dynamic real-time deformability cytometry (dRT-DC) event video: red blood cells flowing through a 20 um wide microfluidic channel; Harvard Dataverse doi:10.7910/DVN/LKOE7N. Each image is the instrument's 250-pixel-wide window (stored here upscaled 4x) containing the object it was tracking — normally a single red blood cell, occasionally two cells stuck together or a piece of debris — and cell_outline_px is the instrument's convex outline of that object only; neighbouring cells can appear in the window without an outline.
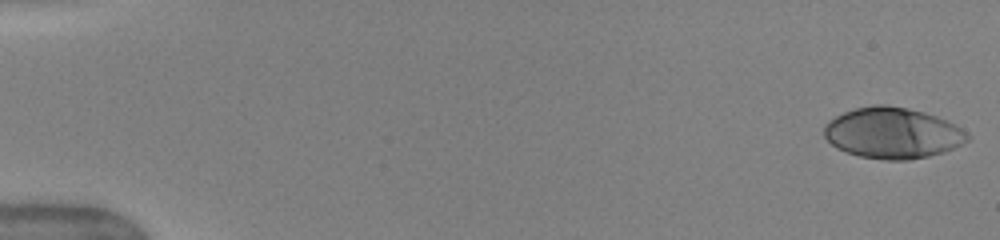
{"species": "human", "species_latin": "Homo sapiens", "temperature_condition": "warm", "stored_images_in_passage": 50, "camera_frame_rate_fps": 3000, "um_per_image_px": 0.085, "donor": {"sex": "female"}, "frame": {"image": 1, "passage_image": 1, "time_ms": 0.0, "image_size_px": [1000, 240], "cell_outline_px": [[968, 140], [944, 152], [928, 156], [908, 160], [884, 160], [860, 156], [836, 148], [824, 136], [824, 124], [828, 120], [844, 112], [856, 108], [872, 104], [884, 104], [908, 108], [924, 112], [936, 116], [956, 124], [968, 132]], "centroid_in_image_um": [75.86, 11.3], "position_along_channel_um": 9.1, "area_um2": 42.6}}
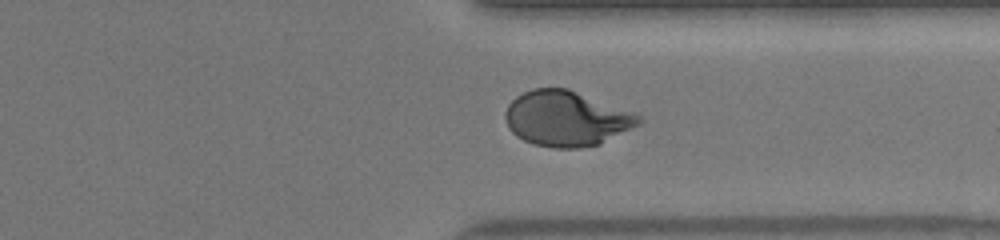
{"frame": {"image": 2, "passage_image": 39, "time_ms": 12.667, "image_size_px": [1000, 240], "cell_outline_px": [[644, 120], [640, 124], [600, 144], [580, 148], [556, 148], [532, 144], [516, 136], [508, 128], [504, 116], [504, 112], [508, 104], [516, 96], [532, 88], [568, 88], [632, 112], [640, 116]], "centroid_in_image_um": [48.11, 10.08], "position_along_channel_um": 363.3, "area_um2": 43.0}}
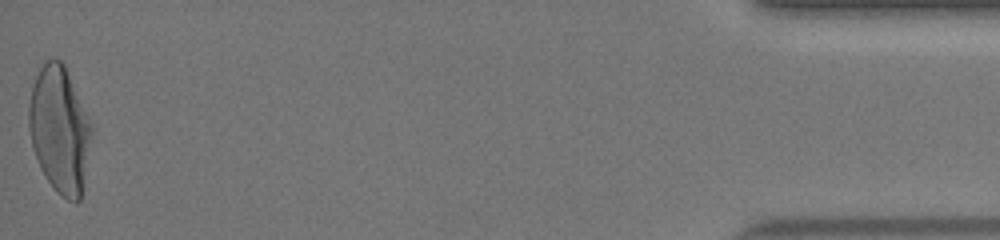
{"frame": {"image": 3, "passage_image": 50, "time_ms": 16.333, "image_size_px": [1000, 240], "cell_outline_px": [[92, 132], [80, 200], [76, 204], [68, 200], [56, 192], [40, 168], [32, 148], [28, 128], [28, 104], [32, 88], [36, 76], [40, 68], [48, 60], [60, 60], [64, 64], [92, 124]], "centroid_in_image_um": [5.05, 11.04], "position_along_channel_um": 430.2, "area_um2": 45.89}, "authors_computed_cell_mechanics": {"area_um2": 42.0206, "velocity_mm_per_s": 4.075, "shape_relaxation_time_tau1_ms": 4.5237, "shape_relaxation_time_tau2_ms": null, "deformation_change_tau1": 0.2144, "deformation_change_tau2": null}}